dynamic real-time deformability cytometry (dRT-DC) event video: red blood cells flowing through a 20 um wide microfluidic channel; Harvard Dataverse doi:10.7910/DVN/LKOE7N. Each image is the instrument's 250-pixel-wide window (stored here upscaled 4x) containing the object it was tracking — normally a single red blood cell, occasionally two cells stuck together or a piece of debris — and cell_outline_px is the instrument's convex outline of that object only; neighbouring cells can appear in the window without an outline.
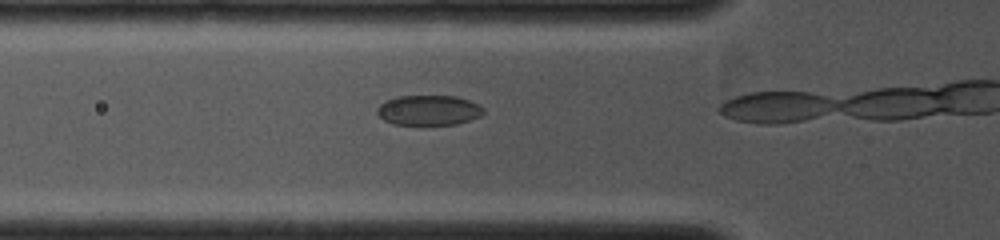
{"species": "common noctule bat (a hibernating species)", "species_latin": "Nyctalus noctula", "temperature_condition": "cold", "stored_images_in_passage": 5, "camera_frame_rate_fps": 4000, "um_per_image_px": 0.085, "animal": {"sex": "female", "body_mass_g": 19.0, "forearm_length_mm": 53.3}, "frame": {"image": 1, "passage_image": 4, "time_ms": 1.0, "image_size_px": [1000, 240], "cell_outline_px": [[484, 112], [480, 116], [456, 124], [392, 124], [384, 120], [376, 112], [376, 108], [380, 104], [396, 96], [456, 96], [468, 100], [484, 108]], "centroid_in_image_um": [36.41, 9.36], "position_along_channel_um": 89.4, "area_um2": 18.44}}